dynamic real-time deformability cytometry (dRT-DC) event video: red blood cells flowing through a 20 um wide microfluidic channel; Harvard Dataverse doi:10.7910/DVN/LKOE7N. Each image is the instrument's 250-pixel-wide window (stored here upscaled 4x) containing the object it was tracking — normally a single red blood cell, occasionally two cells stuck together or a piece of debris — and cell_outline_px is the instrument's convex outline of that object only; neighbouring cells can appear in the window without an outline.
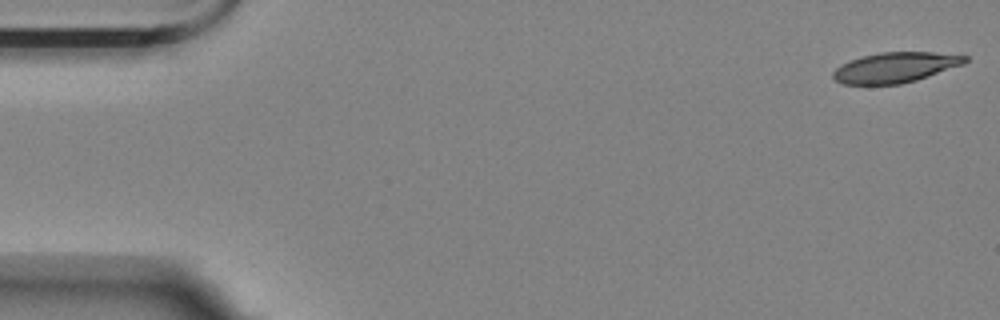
{"species": "Egyptian fruit bat (a non-hibernating species)", "species_latin": "Rousettus aegyptiacus", "temperature_condition": "room temperature", "stored_images_in_passage": 57, "camera_frame_rate_fps": 3000, "um_per_image_px": 0.085, "animal": {"sex": "female"}, "frame": {"image": 1, "passage_image": 1, "time_ms": 0.0, "image_size_px": [1000, 320], "cell_outline_px": [[968, 60], [964, 64], [916, 80], [900, 84], [840, 84], [832, 76], [832, 72], [840, 64], [864, 56], [880, 52], [932, 52], [968, 56]], "centroid_in_image_um": [76.09, 5.73], "position_along_channel_um": 8.9, "area_um2": 23.12}}
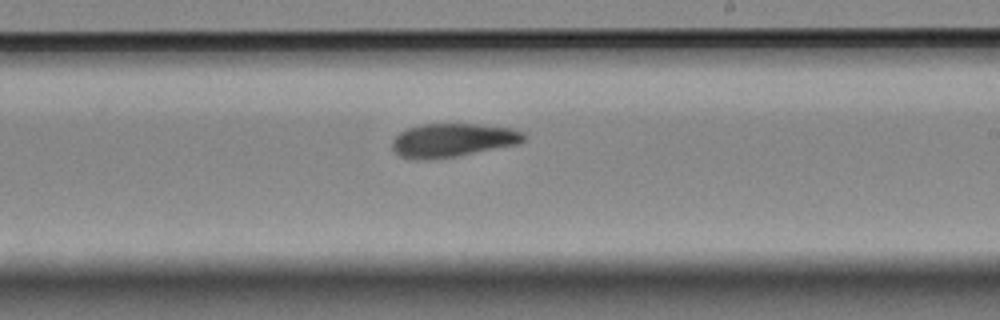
{"frame": {"image": 2, "passage_image": 33, "time_ms": 10.667, "image_size_px": [1000, 320], "cell_outline_px": [[528, 136], [524, 140], [516, 144], [456, 156], [428, 160], [412, 160], [400, 156], [392, 148], [392, 140], [404, 128], [420, 124], [476, 124], [512, 128], [524, 132]], "centroid_in_image_um": [38.44, 11.91], "position_along_channel_um": 250.6, "area_um2": 25.89}}
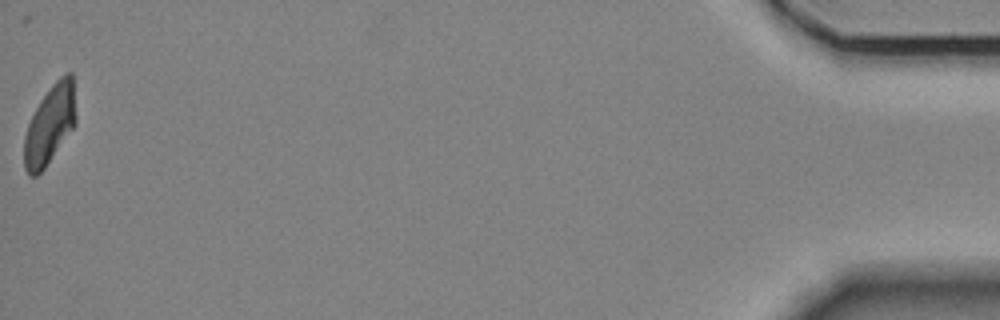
{"frame": {"image": 3, "passage_image": 57, "time_ms": 18.667, "image_size_px": [1000, 320], "cell_outline_px": [[76, 124], [44, 168], [36, 176], [28, 176], [24, 168], [24, 136], [28, 124], [40, 100], [52, 84], [64, 72], [72, 72], [76, 116]], "centroid_in_image_um": [4.23, 10.59], "position_along_channel_um": 431.0, "area_um2": 23.76}, "authors_computed_cell_mechanics": {"area_um2": 25.3164, "velocity_mm_per_s": 3.4596, "shape_relaxation_time_tau1_ms": 6.0566, "shape_relaxation_time_tau2_ms": 8.5055, "deformation_change_tau1": 0.1643, "deformation_change_tau2": 0.1701}}